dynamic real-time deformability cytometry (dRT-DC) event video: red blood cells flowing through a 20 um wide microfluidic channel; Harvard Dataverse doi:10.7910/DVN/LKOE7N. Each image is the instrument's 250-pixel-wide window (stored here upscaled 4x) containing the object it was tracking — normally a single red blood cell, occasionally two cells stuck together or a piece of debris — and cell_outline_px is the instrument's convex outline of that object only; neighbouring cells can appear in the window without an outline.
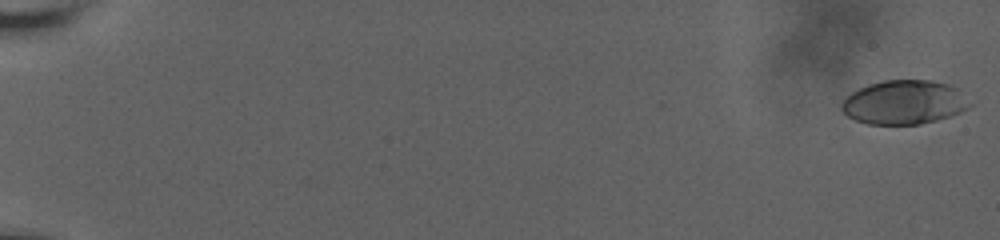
{"species": "human", "species_latin": "Homo sapiens", "temperature_condition": "room temperature", "stored_images_in_passage": 43, "camera_frame_rate_fps": 3000, "um_per_image_px": 0.085, "donor": {"sex": "male"}, "frame": {"image": 1, "passage_image": 1, "time_ms": 0.0, "image_size_px": [1000, 240], "cell_outline_px": [[972, 104], [968, 108], [960, 112], [936, 120], [920, 124], [868, 124], [856, 120], [848, 116], [840, 108], [840, 104], [852, 92], [868, 84], [884, 80], [932, 80], [948, 84], [956, 88]], "centroid_in_image_um": [76.84, 8.69], "position_along_channel_um": 8.2, "area_um2": 32.66}}
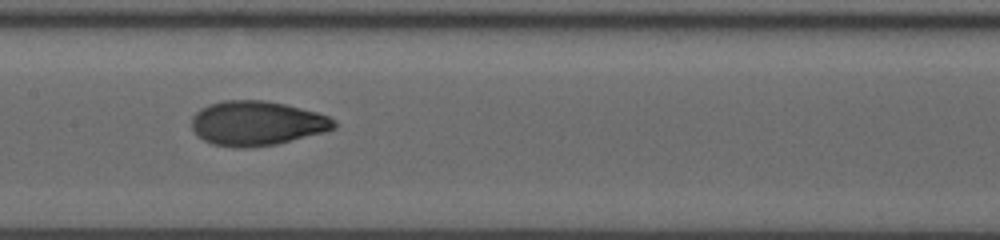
{"frame": {"image": 2, "passage_image": 23, "time_ms": 11.0, "image_size_px": [1000, 240], "cell_outline_px": [[336, 128], [324, 132], [276, 144], [248, 148], [232, 148], [212, 144], [196, 136], [192, 128], [192, 116], [200, 108], [208, 104], [224, 100], [264, 100], [284, 104], [316, 112], [328, 116], [336, 120]], "centroid_in_image_um": [21.8, 10.48], "position_along_channel_um": 185.6, "area_um2": 37.17}}
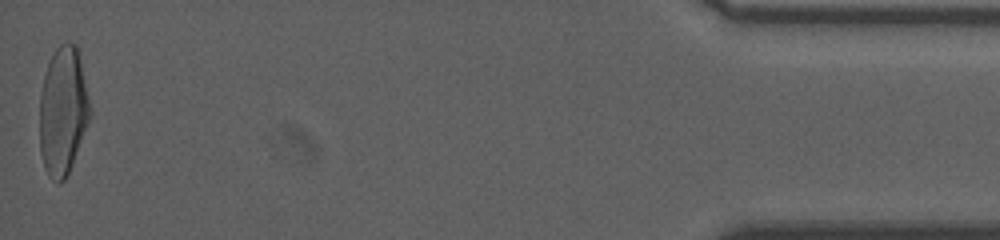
{"frame": {"image": 3, "passage_image": 43, "time_ms": 20.0, "image_size_px": [1000, 240], "cell_outline_px": [[92, 116], [68, 172], [64, 180], [60, 184], [56, 184], [48, 176], [44, 168], [40, 152], [40, 92], [44, 76], [48, 64], [56, 48], [60, 44], [68, 40], [76, 44], [80, 52], [92, 108]], "centroid_in_image_um": [5.38, 9.4], "position_along_channel_um": 429.8, "area_um2": 38.44}, "authors_computed_cell_mechanics": {"area_um2": 36.2406, "velocity_mm_per_s": 3.6443, "shape_relaxation_time_tau1_ms": 4.2787, "shape_relaxation_time_tau2_ms": 1.0479, "deformation_change_tau1": 0.2006, "deformation_change_tau2": 0.0501}}